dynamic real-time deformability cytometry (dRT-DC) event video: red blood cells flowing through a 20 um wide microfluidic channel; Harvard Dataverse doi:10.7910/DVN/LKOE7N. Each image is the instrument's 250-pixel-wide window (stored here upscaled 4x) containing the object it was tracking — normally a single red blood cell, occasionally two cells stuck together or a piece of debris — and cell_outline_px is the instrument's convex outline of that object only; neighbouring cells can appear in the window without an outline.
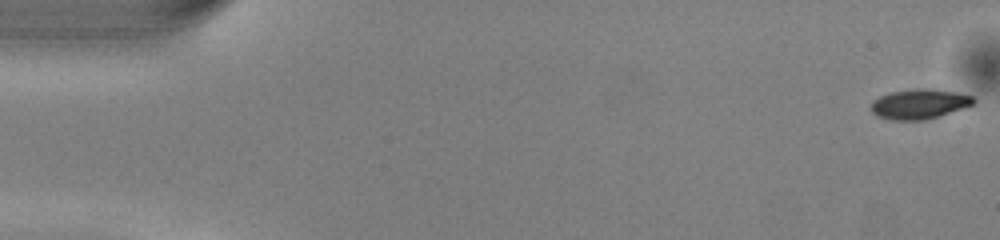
{"species": "common noctule bat (a hibernating species)", "species_latin": "Nyctalus noctula", "temperature_condition": "warm", "stored_images_in_passage": 51, "camera_frame_rate_fps": 3000, "um_per_image_px": 0.085, "animal": {"sex": "male", "body_mass_g": 13.0, "forearm_length_mm": 53.1}, "frame": {"image": 1, "passage_image": 1, "time_ms": 0.0, "image_size_px": [1000, 240], "cell_outline_px": [[976, 100], [972, 104], [924, 120], [892, 120], [876, 116], [872, 112], [872, 100], [888, 92], [912, 88], [928, 88], [956, 92], [972, 96]], "centroid_in_image_um": [78.08, 8.82], "position_along_channel_um": 6.9, "area_um2": 17.69}}
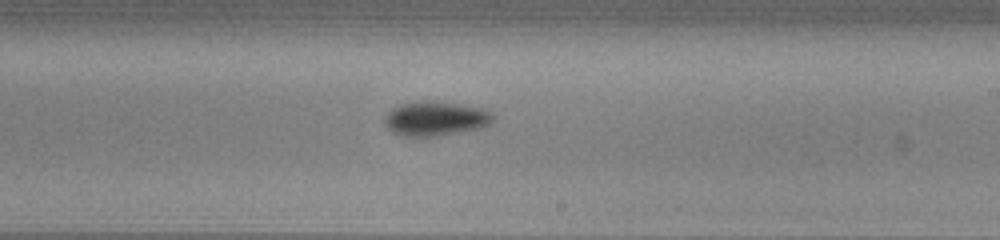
{"frame": {"image": 2, "passage_image": 30, "time_ms": 9.667, "image_size_px": [1000, 240], "cell_outline_px": [[496, 116], [492, 124], [484, 128], [432, 136], [400, 136], [392, 132], [384, 124], [384, 120], [388, 112], [392, 108], [400, 104], [416, 100], [432, 100], [464, 104], [484, 108], [492, 112]], "centroid_in_image_um": [37.07, 10.05], "position_along_channel_um": 251.9, "area_um2": 22.37}}
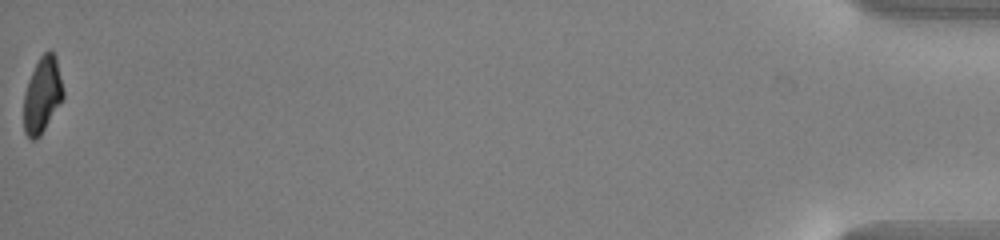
{"frame": {"image": 3, "passage_image": 51, "time_ms": 16.667, "image_size_px": [1000, 240], "cell_outline_px": [[64, 96], [40, 136], [36, 140], [32, 140], [24, 132], [24, 92], [28, 80], [40, 56], [48, 48], [56, 56], [64, 92]], "centroid_in_image_um": [3.59, 8.06], "position_along_channel_um": 431.6, "area_um2": 17.34}, "authors_computed_cell_mechanics": {"area_um2": 19.4786, "velocity_mm_per_s": 4.0682, "shape_relaxation_time_tau1_ms": 2.3619, "shape_relaxation_time_tau2_ms": null, "deformation_change_tau1": 0.1209, "deformation_change_tau2": null}}